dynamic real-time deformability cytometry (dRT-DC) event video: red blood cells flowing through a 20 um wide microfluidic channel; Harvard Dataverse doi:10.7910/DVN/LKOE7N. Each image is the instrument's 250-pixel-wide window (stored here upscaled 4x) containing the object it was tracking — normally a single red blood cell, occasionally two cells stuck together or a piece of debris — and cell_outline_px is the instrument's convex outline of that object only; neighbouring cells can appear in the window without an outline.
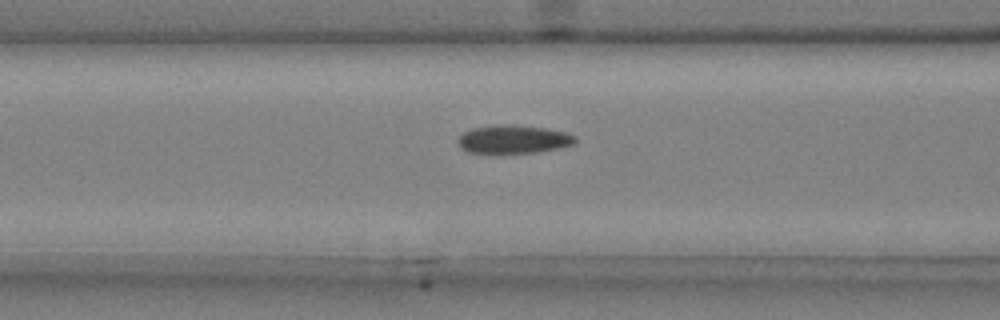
{"species": "common noctule bat (a hibernating species)", "species_latin": "Nyctalus noctula", "temperature_condition": "cold", "stored_images_in_passage": 48, "camera_frame_rate_fps": 3000, "um_per_image_px": 0.085, "animal": {"sex": "male", "body_mass_g": 20.4}, "frame": {"image": 1, "passage_image": 21, "time_ms": 6.667, "image_size_px": [1000, 320], "cell_outline_px": [[576, 140], [572, 144], [560, 148], [540, 152], [468, 152], [460, 148], [456, 140], [464, 132], [472, 128], [512, 124], [544, 128], [568, 132], [576, 136]], "centroid_in_image_um": [43.66, 11.83], "position_along_channel_um": 122.9, "area_um2": 19.13}}
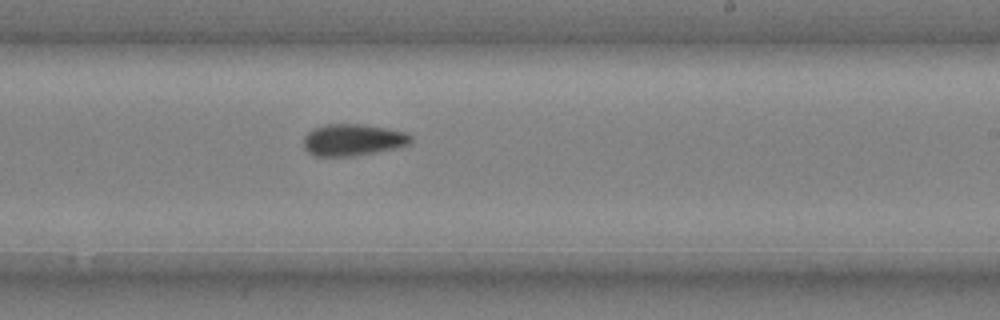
{"frame": {"image": 2, "passage_image": 32, "time_ms": 10.333, "image_size_px": [1000, 320], "cell_outline_px": [[412, 140], [408, 144], [396, 148], [376, 152], [352, 156], [312, 156], [304, 148], [304, 136], [312, 128], [324, 124], [360, 124], [384, 128], [404, 132], [412, 136]], "centroid_in_image_um": [29.94, 11.89], "position_along_channel_um": 259.1, "area_um2": 19.83}}
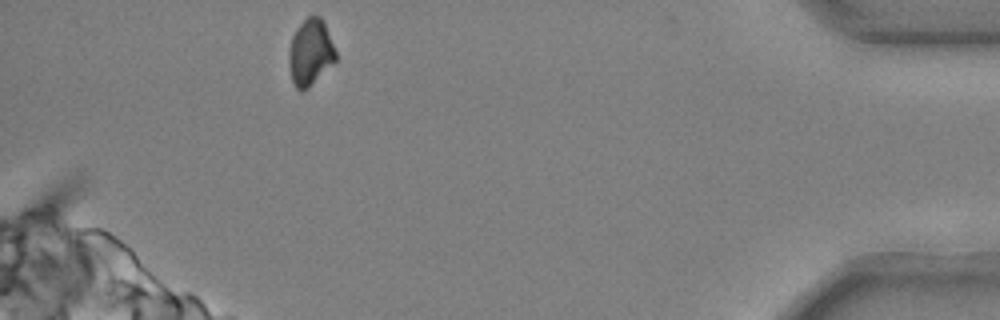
{"frame": {"image": 3, "passage_image": 48, "time_ms": 15.667, "image_size_px": [1000, 320], "cell_outline_px": [[336, 60], [308, 88], [300, 92], [296, 88], [292, 80], [288, 64], [288, 52], [292, 36], [296, 28], [308, 16], [320, 16], [324, 20], [336, 52]], "centroid_in_image_um": [26.37, 4.44], "position_along_channel_um": 408.8, "area_um2": 18.15}, "authors_computed_cell_mechanics": {"area_um2": 19.2185, "velocity_mm_per_s": 3.7137, "shape_relaxation_time_tau1_ms": 3.7333, "shape_relaxation_time_tau2_ms": 4.2091, "deformation_change_tau1": 0.1195, "deformation_change_tau2": 0.1016}}